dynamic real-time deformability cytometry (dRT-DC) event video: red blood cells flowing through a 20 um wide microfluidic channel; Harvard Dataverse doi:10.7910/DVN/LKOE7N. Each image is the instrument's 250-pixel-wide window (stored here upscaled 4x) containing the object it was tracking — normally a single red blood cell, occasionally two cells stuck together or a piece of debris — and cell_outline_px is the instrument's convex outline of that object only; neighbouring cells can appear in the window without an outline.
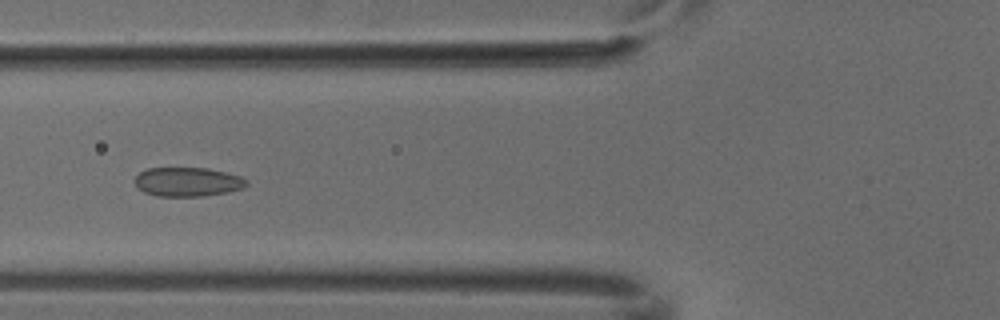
{"species": "common noctule bat (a hibernating species)", "species_latin": "Nyctalus noctula", "temperature_condition": "cold", "stored_images_in_passage": 5, "camera_frame_rate_fps": 3000, "um_per_image_px": 0.085, "animal": {"sex": "male", "body_mass_g": 18.8}, "frame": {"image": 1, "passage_image": 4, "time_ms": 1.0, "image_size_px": [1000, 320], "cell_outline_px": [[248, 184], [244, 188], [228, 192], [204, 196], [156, 196], [144, 192], [132, 180], [140, 172], [148, 168], [208, 168], [240, 176], [248, 180]], "centroid_in_image_um": [15.96, 15.46], "position_along_channel_um": 109.8, "area_um2": 19.02}}
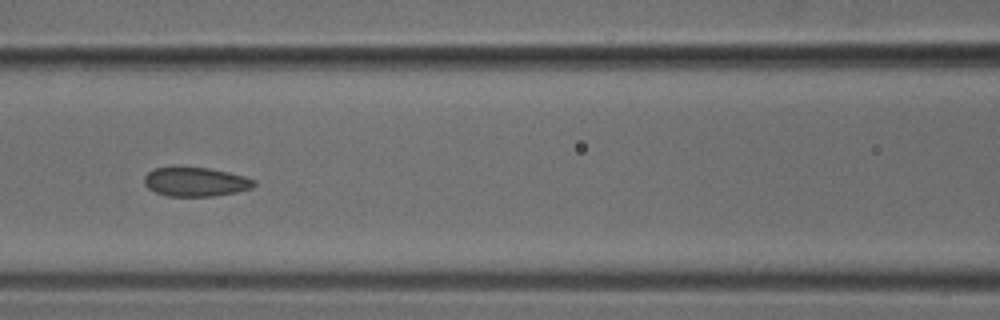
{"frame": {"image": 2, "passage_image": 5, "time_ms": 1.333, "image_size_px": [1000, 320], "cell_outline_px": [[256, 184], [252, 188], [236, 192], [212, 196], [168, 196], [156, 192], [148, 188], [144, 184], [144, 176], [152, 168], [172, 164], [176, 164], [208, 168], [228, 172], [244, 176], [256, 180]], "centroid_in_image_um": [16.56, 15.4], "position_along_channel_um": 150.0, "area_um2": 19.31}}